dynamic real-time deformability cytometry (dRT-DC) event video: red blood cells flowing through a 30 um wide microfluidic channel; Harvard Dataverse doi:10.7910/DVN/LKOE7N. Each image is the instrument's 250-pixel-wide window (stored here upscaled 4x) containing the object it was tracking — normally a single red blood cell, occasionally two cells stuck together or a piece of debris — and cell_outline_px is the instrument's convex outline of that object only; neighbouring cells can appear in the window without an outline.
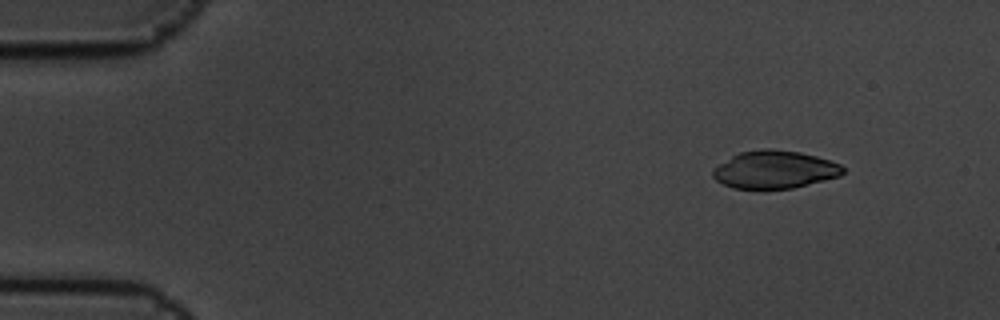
{"species": "common noctule bat (a hibernating species)", "species_latin": "Nyctalus noctula", "temperature_condition": "cold", "stored_images_in_passage": 4, "camera_frame_rate_fps": 3000, "um_per_image_px": 0.085, "animal": {"sex": "male", "body_mass_g": 19.5, "forearm_length_mm": 54.6}, "frame": {"image": 1, "passage_image": 1, "time_ms": 0.0, "image_size_px": [1000, 320], "cell_outline_px": [[844, 172], [840, 176], [792, 188], [764, 192], [732, 188], [716, 180], [712, 176], [712, 168], [732, 156], [740, 152], [764, 148], [772, 148], [800, 152], [816, 156], [840, 164], [844, 168]], "centroid_in_image_um": [65.8, 14.45], "position_along_channel_um": 19.2, "area_um2": 29.36}}
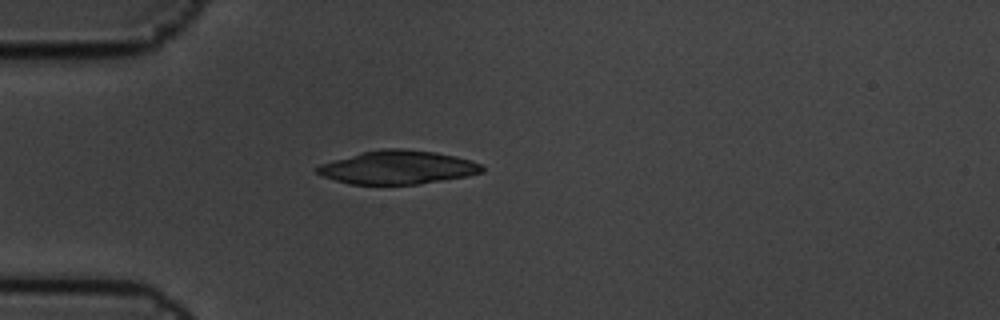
{"frame": {"image": 2, "passage_image": 4, "time_ms": 1.0, "image_size_px": [1000, 320], "cell_outline_px": [[484, 172], [468, 176], [416, 184], [348, 184], [324, 176], [316, 172], [316, 168], [320, 164], [364, 152], [384, 148], [400, 148], [436, 152], [456, 156], [480, 164], [484, 168]], "centroid_in_image_um": [33.83, 14.23], "position_along_channel_um": 51.2, "area_um2": 31.79}}